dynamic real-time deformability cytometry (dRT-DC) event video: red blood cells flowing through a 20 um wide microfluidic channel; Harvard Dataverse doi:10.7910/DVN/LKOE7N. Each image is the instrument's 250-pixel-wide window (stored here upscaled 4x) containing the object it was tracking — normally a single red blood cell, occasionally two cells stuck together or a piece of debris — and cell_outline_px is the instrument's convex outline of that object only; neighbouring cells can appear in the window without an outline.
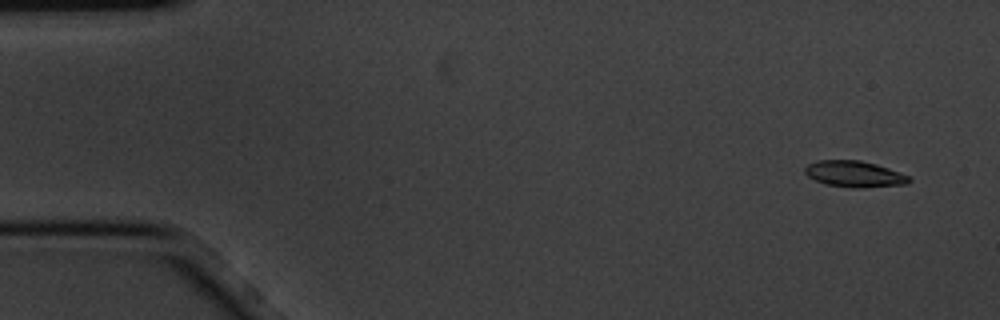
{"species": "common noctule bat (a hibernating species)", "species_latin": "Nyctalus noctula", "temperature_condition": "cold", "stored_images_in_passage": 4, "camera_frame_rate_fps": 3000, "um_per_image_px": 0.085, "animal": {"sex": "male", "body_mass_g": 20.1, "forearm_length_mm": 53.5}, "frame": {"image": 1, "passage_image": 1, "time_ms": 0.0, "image_size_px": [1000, 320], "cell_outline_px": [[912, 180], [908, 184], [852, 188], [828, 184], [816, 180], [808, 176], [804, 172], [804, 168], [808, 164], [816, 160], [860, 160], [876, 164], [888, 168], [908, 176]], "centroid_in_image_um": [72.61, 14.78], "position_along_channel_um": 12.4, "area_um2": 15.72}}
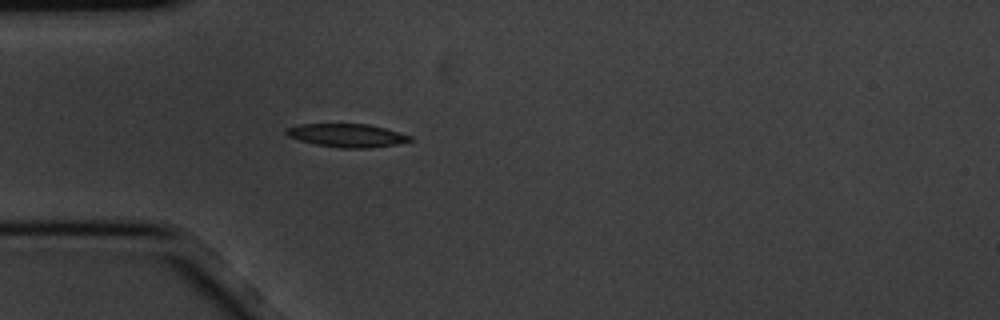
{"frame": {"image": 2, "passage_image": 4, "time_ms": 1.0, "image_size_px": [1000, 320], "cell_outline_px": [[412, 140], [396, 144], [368, 148], [340, 148], [316, 144], [300, 140], [288, 136], [284, 132], [288, 128], [300, 124], [368, 124], [400, 132], [412, 136]], "centroid_in_image_um": [29.51, 11.51], "position_along_channel_um": 55.5, "area_um2": 16.65}}